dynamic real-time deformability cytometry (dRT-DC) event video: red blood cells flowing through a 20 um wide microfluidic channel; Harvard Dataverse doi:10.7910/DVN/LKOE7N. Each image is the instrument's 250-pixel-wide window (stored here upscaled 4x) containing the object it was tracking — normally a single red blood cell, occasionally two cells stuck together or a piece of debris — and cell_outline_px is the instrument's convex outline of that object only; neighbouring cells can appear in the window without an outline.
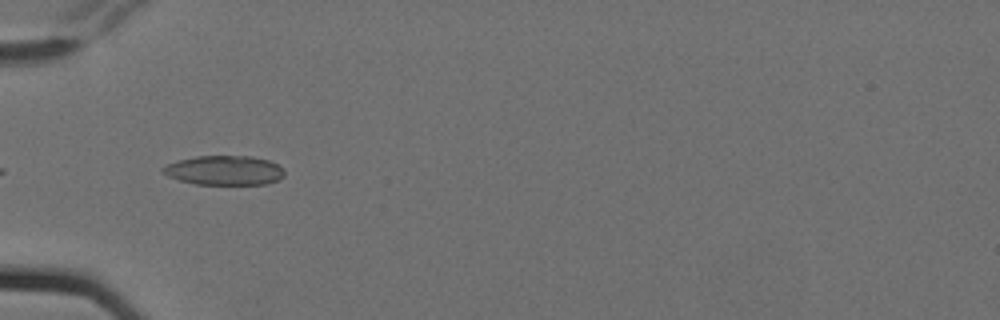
{"species": "Egyptian fruit bat (a non-hibernating species)", "species_latin": "Rousettus aegyptiacus", "temperature_condition": "cold", "stored_images_in_passage": 6, "camera_frame_rate_fps": 3000, "um_per_image_px": 0.085, "animal": {"sex": "female"}, "frame": {"image": 1, "passage_image": 5, "time_ms": 1.333, "image_size_px": [1000, 320], "cell_outline_px": [[284, 176], [268, 184], [196, 184], [180, 180], [168, 176], [160, 172], [160, 168], [176, 160], [196, 156], [252, 156], [268, 160], [284, 168]], "centroid_in_image_um": [19.05, 14.47], "position_along_channel_um": 66.0, "area_um2": 20.92}}
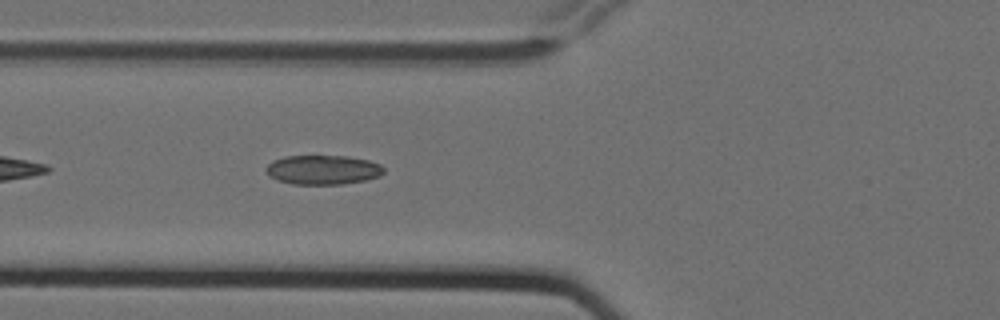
{"frame": {"image": 2, "passage_image": 6, "time_ms": 1.667, "image_size_px": [1000, 320], "cell_outline_px": [[384, 172], [380, 176], [364, 180], [340, 184], [292, 184], [276, 180], [264, 168], [272, 160], [284, 156], [348, 156], [368, 160], [380, 164], [384, 168]], "centroid_in_image_um": [27.44, 14.42], "position_along_channel_um": 98.4, "area_um2": 20.11}}